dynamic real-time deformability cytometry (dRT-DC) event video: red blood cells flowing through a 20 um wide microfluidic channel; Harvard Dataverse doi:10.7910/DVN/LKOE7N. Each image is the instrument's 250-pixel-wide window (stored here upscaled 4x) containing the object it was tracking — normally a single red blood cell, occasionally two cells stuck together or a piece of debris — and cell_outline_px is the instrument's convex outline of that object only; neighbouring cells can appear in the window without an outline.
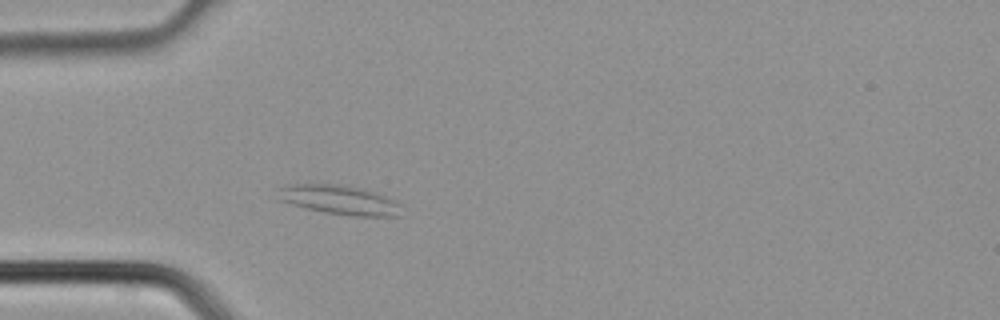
{"species": "common noctule bat (a hibernating species)", "species_latin": "Nyctalus noctula", "temperature_condition": "cold", "stored_images_in_passage": 2, "camera_frame_rate_fps": 3000, "um_per_image_px": 0.085, "animal": {"sex": "male", "body_mass_g": 21.5, "forearm_length_mm": 52.0}, "frame": {"image": 1, "passage_image": 2, "time_ms": 0.333, "image_size_px": [1000, 320], "cell_outline_px": [[400, 216], [352, 216], [324, 212], [304, 208], [280, 200], [276, 188], [288, 184], [340, 184], [360, 188], [376, 192], [388, 196], [396, 200], [400, 204]], "centroid_in_image_um": [28.85, 16.98], "position_along_channel_um": 56.1, "area_um2": 21.33}}